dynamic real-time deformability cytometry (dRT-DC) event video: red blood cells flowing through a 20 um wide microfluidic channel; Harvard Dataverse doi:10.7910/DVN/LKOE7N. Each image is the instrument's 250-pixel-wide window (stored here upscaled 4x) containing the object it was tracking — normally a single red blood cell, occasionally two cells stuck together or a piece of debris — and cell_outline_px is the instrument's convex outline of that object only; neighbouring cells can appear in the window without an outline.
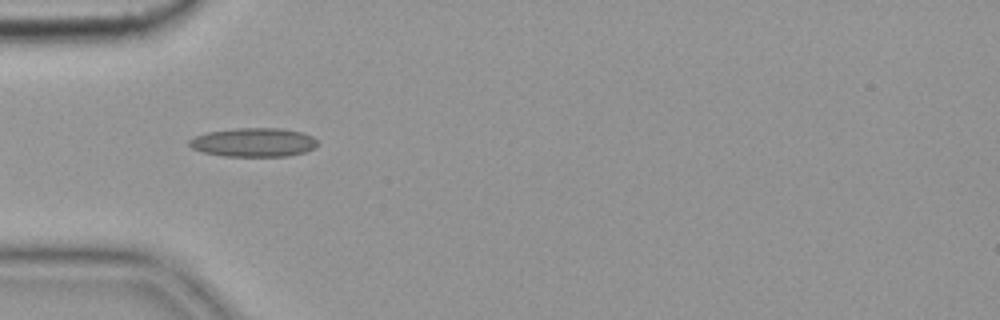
{"species": "common noctule bat (a hibernating species)", "species_latin": "Nyctalus noctula", "temperature_condition": "cold", "stored_images_in_passage": 12, "camera_frame_rate_fps": 3000, "um_per_image_px": 0.085, "animal": {"sex": "female", "body_mass_g": 19.9}, "frame": {"image": 1, "passage_image": 3, "time_ms": 0.667, "image_size_px": [1000, 320], "cell_outline_px": [[316, 148], [304, 152], [288, 156], [224, 156], [204, 152], [192, 148], [188, 144], [188, 140], [196, 136], [208, 132], [236, 128], [280, 128], [304, 132], [312, 136], [316, 140]], "centroid_in_image_um": [21.58, 12.09], "position_along_channel_um": 63.4, "area_um2": 21.56}}